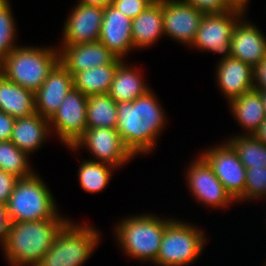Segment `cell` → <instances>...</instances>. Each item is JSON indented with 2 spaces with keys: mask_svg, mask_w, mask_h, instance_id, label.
Returning <instances> with one entry per match:
<instances>
[{
  "mask_svg": "<svg viewBox=\"0 0 266 266\" xmlns=\"http://www.w3.org/2000/svg\"><path fill=\"white\" fill-rule=\"evenodd\" d=\"M156 98L149 90L134 101L117 102L116 130L134 156L150 154L165 129L167 117Z\"/></svg>",
  "mask_w": 266,
  "mask_h": 266,
  "instance_id": "6da1fadb",
  "label": "cell"
},
{
  "mask_svg": "<svg viewBox=\"0 0 266 266\" xmlns=\"http://www.w3.org/2000/svg\"><path fill=\"white\" fill-rule=\"evenodd\" d=\"M69 221L67 218H50L11 222L8 239L1 246L7 263L10 266H36Z\"/></svg>",
  "mask_w": 266,
  "mask_h": 266,
  "instance_id": "7a4b0ae2",
  "label": "cell"
},
{
  "mask_svg": "<svg viewBox=\"0 0 266 266\" xmlns=\"http://www.w3.org/2000/svg\"><path fill=\"white\" fill-rule=\"evenodd\" d=\"M169 218H161L153 214H141L124 217L115 226V239L118 247L127 256L153 263L159 253L165 227Z\"/></svg>",
  "mask_w": 266,
  "mask_h": 266,
  "instance_id": "3957f363",
  "label": "cell"
},
{
  "mask_svg": "<svg viewBox=\"0 0 266 266\" xmlns=\"http://www.w3.org/2000/svg\"><path fill=\"white\" fill-rule=\"evenodd\" d=\"M58 63L56 47L17 46L0 62V73L35 93Z\"/></svg>",
  "mask_w": 266,
  "mask_h": 266,
  "instance_id": "277c9868",
  "label": "cell"
},
{
  "mask_svg": "<svg viewBox=\"0 0 266 266\" xmlns=\"http://www.w3.org/2000/svg\"><path fill=\"white\" fill-rule=\"evenodd\" d=\"M46 184L37 173L16 181L5 204L10 222L64 218L59 213L52 192Z\"/></svg>",
  "mask_w": 266,
  "mask_h": 266,
  "instance_id": "5b68a950",
  "label": "cell"
},
{
  "mask_svg": "<svg viewBox=\"0 0 266 266\" xmlns=\"http://www.w3.org/2000/svg\"><path fill=\"white\" fill-rule=\"evenodd\" d=\"M69 221L36 266H82L100 241V231L90 224Z\"/></svg>",
  "mask_w": 266,
  "mask_h": 266,
  "instance_id": "8992f818",
  "label": "cell"
},
{
  "mask_svg": "<svg viewBox=\"0 0 266 266\" xmlns=\"http://www.w3.org/2000/svg\"><path fill=\"white\" fill-rule=\"evenodd\" d=\"M204 230L181 220L170 218L165 227L155 266H184L196 261L206 244Z\"/></svg>",
  "mask_w": 266,
  "mask_h": 266,
  "instance_id": "52a82bcc",
  "label": "cell"
},
{
  "mask_svg": "<svg viewBox=\"0 0 266 266\" xmlns=\"http://www.w3.org/2000/svg\"><path fill=\"white\" fill-rule=\"evenodd\" d=\"M87 148L95 159L90 161L105 163L118 169L134 159V155L124 145L115 128H87L85 133L68 149L78 151Z\"/></svg>",
  "mask_w": 266,
  "mask_h": 266,
  "instance_id": "ba28073f",
  "label": "cell"
},
{
  "mask_svg": "<svg viewBox=\"0 0 266 266\" xmlns=\"http://www.w3.org/2000/svg\"><path fill=\"white\" fill-rule=\"evenodd\" d=\"M87 99L88 96L73 87L49 120L51 132L66 147H72L87 129Z\"/></svg>",
  "mask_w": 266,
  "mask_h": 266,
  "instance_id": "9c48e42d",
  "label": "cell"
},
{
  "mask_svg": "<svg viewBox=\"0 0 266 266\" xmlns=\"http://www.w3.org/2000/svg\"><path fill=\"white\" fill-rule=\"evenodd\" d=\"M245 13V10L234 7L222 14H204L192 47L200 51L219 53L225 57L229 53L232 31Z\"/></svg>",
  "mask_w": 266,
  "mask_h": 266,
  "instance_id": "30bf717a",
  "label": "cell"
},
{
  "mask_svg": "<svg viewBox=\"0 0 266 266\" xmlns=\"http://www.w3.org/2000/svg\"><path fill=\"white\" fill-rule=\"evenodd\" d=\"M203 151L200 155L211 166L213 173L237 202L244 195L246 168L236 151L226 141Z\"/></svg>",
  "mask_w": 266,
  "mask_h": 266,
  "instance_id": "8fae6325",
  "label": "cell"
},
{
  "mask_svg": "<svg viewBox=\"0 0 266 266\" xmlns=\"http://www.w3.org/2000/svg\"><path fill=\"white\" fill-rule=\"evenodd\" d=\"M187 169V176H185L187 187L194 199L203 206L226 209L227 206L236 202L201 155L196 156Z\"/></svg>",
  "mask_w": 266,
  "mask_h": 266,
  "instance_id": "7c38bea8",
  "label": "cell"
},
{
  "mask_svg": "<svg viewBox=\"0 0 266 266\" xmlns=\"http://www.w3.org/2000/svg\"><path fill=\"white\" fill-rule=\"evenodd\" d=\"M162 1L165 37L191 47L204 13L182 0Z\"/></svg>",
  "mask_w": 266,
  "mask_h": 266,
  "instance_id": "4fadbf2b",
  "label": "cell"
},
{
  "mask_svg": "<svg viewBox=\"0 0 266 266\" xmlns=\"http://www.w3.org/2000/svg\"><path fill=\"white\" fill-rule=\"evenodd\" d=\"M73 8L64 23L62 45L99 41L104 8L80 3Z\"/></svg>",
  "mask_w": 266,
  "mask_h": 266,
  "instance_id": "5bb4252c",
  "label": "cell"
},
{
  "mask_svg": "<svg viewBox=\"0 0 266 266\" xmlns=\"http://www.w3.org/2000/svg\"><path fill=\"white\" fill-rule=\"evenodd\" d=\"M132 19L121 13L112 3L104 8L99 41L117 58L124 59L132 43Z\"/></svg>",
  "mask_w": 266,
  "mask_h": 266,
  "instance_id": "9a60e30c",
  "label": "cell"
},
{
  "mask_svg": "<svg viewBox=\"0 0 266 266\" xmlns=\"http://www.w3.org/2000/svg\"><path fill=\"white\" fill-rule=\"evenodd\" d=\"M244 16L237 21L232 31L228 55L254 69L266 57V37L254 23L244 20Z\"/></svg>",
  "mask_w": 266,
  "mask_h": 266,
  "instance_id": "2e32d148",
  "label": "cell"
},
{
  "mask_svg": "<svg viewBox=\"0 0 266 266\" xmlns=\"http://www.w3.org/2000/svg\"><path fill=\"white\" fill-rule=\"evenodd\" d=\"M73 87V75L59 62L35 92L36 113L50 120Z\"/></svg>",
  "mask_w": 266,
  "mask_h": 266,
  "instance_id": "e0dca14e",
  "label": "cell"
},
{
  "mask_svg": "<svg viewBox=\"0 0 266 266\" xmlns=\"http://www.w3.org/2000/svg\"><path fill=\"white\" fill-rule=\"evenodd\" d=\"M218 88L228 103L254 88V69L245 62L226 55L217 63Z\"/></svg>",
  "mask_w": 266,
  "mask_h": 266,
  "instance_id": "ac0fdd59",
  "label": "cell"
},
{
  "mask_svg": "<svg viewBox=\"0 0 266 266\" xmlns=\"http://www.w3.org/2000/svg\"><path fill=\"white\" fill-rule=\"evenodd\" d=\"M59 62L72 74L105 64L117 57L100 41L76 45H59Z\"/></svg>",
  "mask_w": 266,
  "mask_h": 266,
  "instance_id": "d6986e66",
  "label": "cell"
},
{
  "mask_svg": "<svg viewBox=\"0 0 266 266\" xmlns=\"http://www.w3.org/2000/svg\"><path fill=\"white\" fill-rule=\"evenodd\" d=\"M49 120L38 113L18 118L12 128L11 142L28 156L51 136Z\"/></svg>",
  "mask_w": 266,
  "mask_h": 266,
  "instance_id": "ffe728a7",
  "label": "cell"
},
{
  "mask_svg": "<svg viewBox=\"0 0 266 266\" xmlns=\"http://www.w3.org/2000/svg\"><path fill=\"white\" fill-rule=\"evenodd\" d=\"M132 43L135 49L151 47L164 36L163 1L150 4L132 20Z\"/></svg>",
  "mask_w": 266,
  "mask_h": 266,
  "instance_id": "44dd1931",
  "label": "cell"
},
{
  "mask_svg": "<svg viewBox=\"0 0 266 266\" xmlns=\"http://www.w3.org/2000/svg\"><path fill=\"white\" fill-rule=\"evenodd\" d=\"M140 71L141 69L138 70L136 66H129L124 60L116 69L108 95L116 103L134 101L136 98L145 95L151 89L145 83Z\"/></svg>",
  "mask_w": 266,
  "mask_h": 266,
  "instance_id": "7402d4cb",
  "label": "cell"
},
{
  "mask_svg": "<svg viewBox=\"0 0 266 266\" xmlns=\"http://www.w3.org/2000/svg\"><path fill=\"white\" fill-rule=\"evenodd\" d=\"M228 105L234 119L245 129L243 130L244 135H253L266 119L261 94L256 89L231 100Z\"/></svg>",
  "mask_w": 266,
  "mask_h": 266,
  "instance_id": "603a6c76",
  "label": "cell"
},
{
  "mask_svg": "<svg viewBox=\"0 0 266 266\" xmlns=\"http://www.w3.org/2000/svg\"><path fill=\"white\" fill-rule=\"evenodd\" d=\"M0 111L18 119L36 113L35 93L0 73Z\"/></svg>",
  "mask_w": 266,
  "mask_h": 266,
  "instance_id": "cb8c5ba5",
  "label": "cell"
},
{
  "mask_svg": "<svg viewBox=\"0 0 266 266\" xmlns=\"http://www.w3.org/2000/svg\"><path fill=\"white\" fill-rule=\"evenodd\" d=\"M123 61L116 58L111 64L76 72L73 75L74 88L86 96L108 94L116 69Z\"/></svg>",
  "mask_w": 266,
  "mask_h": 266,
  "instance_id": "d4e9b609",
  "label": "cell"
},
{
  "mask_svg": "<svg viewBox=\"0 0 266 266\" xmlns=\"http://www.w3.org/2000/svg\"><path fill=\"white\" fill-rule=\"evenodd\" d=\"M117 103L108 94L90 95L87 99V128H115Z\"/></svg>",
  "mask_w": 266,
  "mask_h": 266,
  "instance_id": "484cf974",
  "label": "cell"
},
{
  "mask_svg": "<svg viewBox=\"0 0 266 266\" xmlns=\"http://www.w3.org/2000/svg\"><path fill=\"white\" fill-rule=\"evenodd\" d=\"M226 141L234 148L246 169L266 167V144L254 135L237 134Z\"/></svg>",
  "mask_w": 266,
  "mask_h": 266,
  "instance_id": "4316f807",
  "label": "cell"
},
{
  "mask_svg": "<svg viewBox=\"0 0 266 266\" xmlns=\"http://www.w3.org/2000/svg\"><path fill=\"white\" fill-rule=\"evenodd\" d=\"M111 165L84 160L78 169V182L81 188L89 193H98L105 189L115 171Z\"/></svg>",
  "mask_w": 266,
  "mask_h": 266,
  "instance_id": "83f0119b",
  "label": "cell"
},
{
  "mask_svg": "<svg viewBox=\"0 0 266 266\" xmlns=\"http://www.w3.org/2000/svg\"><path fill=\"white\" fill-rule=\"evenodd\" d=\"M29 162V156L11 141H0V170L18 179L28 178L35 173Z\"/></svg>",
  "mask_w": 266,
  "mask_h": 266,
  "instance_id": "f1b7e54d",
  "label": "cell"
},
{
  "mask_svg": "<svg viewBox=\"0 0 266 266\" xmlns=\"http://www.w3.org/2000/svg\"><path fill=\"white\" fill-rule=\"evenodd\" d=\"M16 22L9 0H0V62L16 47Z\"/></svg>",
  "mask_w": 266,
  "mask_h": 266,
  "instance_id": "f546056e",
  "label": "cell"
},
{
  "mask_svg": "<svg viewBox=\"0 0 266 266\" xmlns=\"http://www.w3.org/2000/svg\"><path fill=\"white\" fill-rule=\"evenodd\" d=\"M266 197V167L246 169L244 195L236 202L256 200Z\"/></svg>",
  "mask_w": 266,
  "mask_h": 266,
  "instance_id": "4dcf8cb0",
  "label": "cell"
},
{
  "mask_svg": "<svg viewBox=\"0 0 266 266\" xmlns=\"http://www.w3.org/2000/svg\"><path fill=\"white\" fill-rule=\"evenodd\" d=\"M204 14H222L234 7L228 0H182Z\"/></svg>",
  "mask_w": 266,
  "mask_h": 266,
  "instance_id": "1f68e13d",
  "label": "cell"
},
{
  "mask_svg": "<svg viewBox=\"0 0 266 266\" xmlns=\"http://www.w3.org/2000/svg\"><path fill=\"white\" fill-rule=\"evenodd\" d=\"M112 4L130 19L137 17L151 3L148 0H112Z\"/></svg>",
  "mask_w": 266,
  "mask_h": 266,
  "instance_id": "d6a6232c",
  "label": "cell"
},
{
  "mask_svg": "<svg viewBox=\"0 0 266 266\" xmlns=\"http://www.w3.org/2000/svg\"><path fill=\"white\" fill-rule=\"evenodd\" d=\"M17 180L14 175L0 170V203H7Z\"/></svg>",
  "mask_w": 266,
  "mask_h": 266,
  "instance_id": "836d02e7",
  "label": "cell"
},
{
  "mask_svg": "<svg viewBox=\"0 0 266 266\" xmlns=\"http://www.w3.org/2000/svg\"><path fill=\"white\" fill-rule=\"evenodd\" d=\"M15 118L0 111V141H10Z\"/></svg>",
  "mask_w": 266,
  "mask_h": 266,
  "instance_id": "e575fe53",
  "label": "cell"
},
{
  "mask_svg": "<svg viewBox=\"0 0 266 266\" xmlns=\"http://www.w3.org/2000/svg\"><path fill=\"white\" fill-rule=\"evenodd\" d=\"M254 88L266 90V57L254 68Z\"/></svg>",
  "mask_w": 266,
  "mask_h": 266,
  "instance_id": "d590c367",
  "label": "cell"
},
{
  "mask_svg": "<svg viewBox=\"0 0 266 266\" xmlns=\"http://www.w3.org/2000/svg\"><path fill=\"white\" fill-rule=\"evenodd\" d=\"M10 220L7 212H0V245L2 246L8 239Z\"/></svg>",
  "mask_w": 266,
  "mask_h": 266,
  "instance_id": "8d00e7d4",
  "label": "cell"
},
{
  "mask_svg": "<svg viewBox=\"0 0 266 266\" xmlns=\"http://www.w3.org/2000/svg\"><path fill=\"white\" fill-rule=\"evenodd\" d=\"M78 3L105 8L112 3V0H78Z\"/></svg>",
  "mask_w": 266,
  "mask_h": 266,
  "instance_id": "74e56055",
  "label": "cell"
},
{
  "mask_svg": "<svg viewBox=\"0 0 266 266\" xmlns=\"http://www.w3.org/2000/svg\"><path fill=\"white\" fill-rule=\"evenodd\" d=\"M253 135L262 143L266 144V119L261 123L258 130Z\"/></svg>",
  "mask_w": 266,
  "mask_h": 266,
  "instance_id": "f35d334b",
  "label": "cell"
},
{
  "mask_svg": "<svg viewBox=\"0 0 266 266\" xmlns=\"http://www.w3.org/2000/svg\"><path fill=\"white\" fill-rule=\"evenodd\" d=\"M231 5L235 8H240V9H243L245 11H247V6H248V3H249V0H228Z\"/></svg>",
  "mask_w": 266,
  "mask_h": 266,
  "instance_id": "ab89813d",
  "label": "cell"
},
{
  "mask_svg": "<svg viewBox=\"0 0 266 266\" xmlns=\"http://www.w3.org/2000/svg\"><path fill=\"white\" fill-rule=\"evenodd\" d=\"M261 94V99L265 108V112H266V90H258Z\"/></svg>",
  "mask_w": 266,
  "mask_h": 266,
  "instance_id": "60d3db41",
  "label": "cell"
},
{
  "mask_svg": "<svg viewBox=\"0 0 266 266\" xmlns=\"http://www.w3.org/2000/svg\"><path fill=\"white\" fill-rule=\"evenodd\" d=\"M0 212H7L6 211V208H5V205L0 203Z\"/></svg>",
  "mask_w": 266,
  "mask_h": 266,
  "instance_id": "b9f144b4",
  "label": "cell"
},
{
  "mask_svg": "<svg viewBox=\"0 0 266 266\" xmlns=\"http://www.w3.org/2000/svg\"><path fill=\"white\" fill-rule=\"evenodd\" d=\"M151 4H153V3H156V2H158V1H160V0H148Z\"/></svg>",
  "mask_w": 266,
  "mask_h": 266,
  "instance_id": "7bdbcfd3",
  "label": "cell"
}]
</instances>
